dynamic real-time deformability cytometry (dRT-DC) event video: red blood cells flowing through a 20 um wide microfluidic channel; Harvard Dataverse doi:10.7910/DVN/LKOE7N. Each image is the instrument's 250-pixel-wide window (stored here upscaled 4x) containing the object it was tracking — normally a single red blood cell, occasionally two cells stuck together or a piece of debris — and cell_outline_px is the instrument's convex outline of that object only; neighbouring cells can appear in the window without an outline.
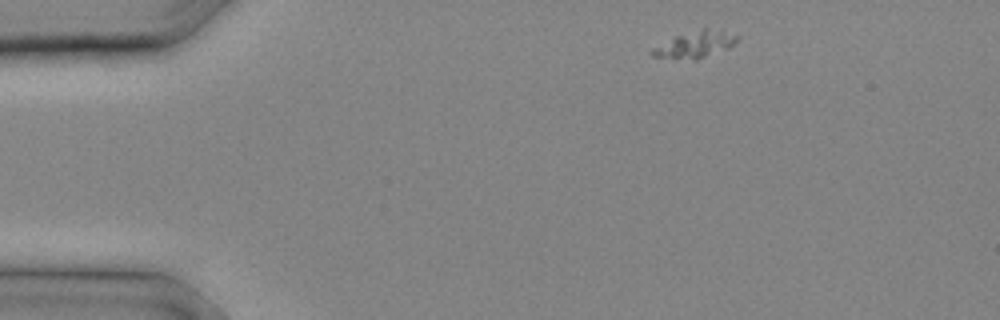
{"species": "common noctule bat (a hibernating species)", "species_latin": "Nyctalus noctula", "temperature_condition": "cold", "stored_images_in_passage": 13, "camera_frame_rate_fps": 3000, "um_per_image_px": 0.085, "animal": {"sex": "male", "body_mass_g": 20.4}, "frame": {"image": 1, "passage_image": 1, "time_ms": 0.0, "image_size_px": [1000, 320], "cell_outline_px": [[740, 36], [728, 48], [696, 60], [692, 60], [652, 56], [648, 52], [652, 48], [676, 36], [704, 28], [708, 28]], "centroid_in_image_um": [59.04, 3.8], "position_along_channel_um": 26.0, "area_um2": 12.77}}
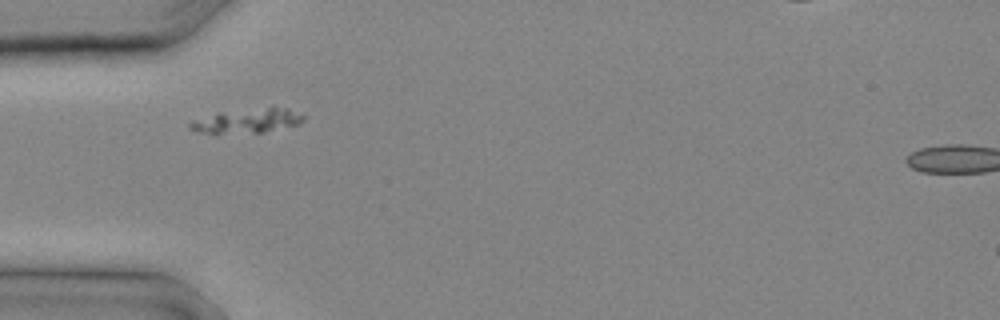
{"frame": {"image": 2, "passage_image": 5, "time_ms": 1.333, "image_size_px": [1000, 320], "cell_outline_px": [[304, 120], [300, 124], [260, 132], [196, 132], [188, 128], [188, 124], [192, 120], [216, 112], [272, 104], [288, 108], [304, 116]], "centroid_in_image_um": [21.04, 10.19], "position_along_channel_um": 64.0, "area_um2": 16.53}}